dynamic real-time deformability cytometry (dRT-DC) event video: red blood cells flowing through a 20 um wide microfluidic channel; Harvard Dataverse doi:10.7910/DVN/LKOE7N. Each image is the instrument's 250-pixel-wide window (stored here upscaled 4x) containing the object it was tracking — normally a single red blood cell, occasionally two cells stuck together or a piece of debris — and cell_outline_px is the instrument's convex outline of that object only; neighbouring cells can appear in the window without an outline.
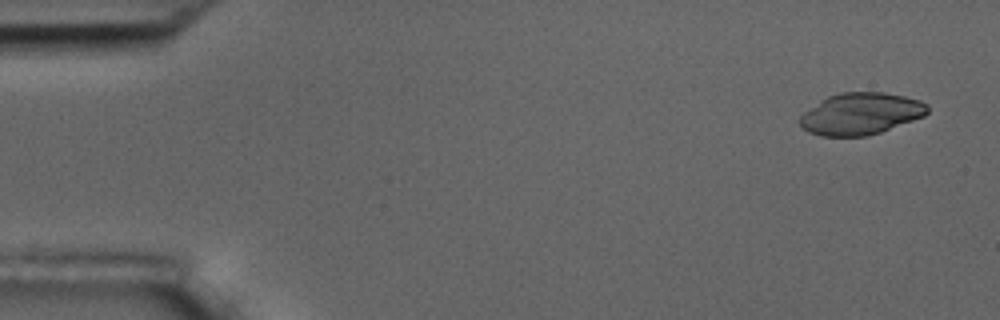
{"species": "common noctule bat (a hibernating species)", "species_latin": "Nyctalus noctula", "temperature_condition": "room temperature", "stored_images_in_passage": 4, "camera_frame_rate_fps": 3000, "um_per_image_px": 0.085, "animal": {"sex": "male", "body_mass_g": 17.5, "forearm_length_mm": 52.3}, "frame": {"image": 1, "passage_image": 1, "time_ms": 0.0, "image_size_px": [1000, 320], "cell_outline_px": [[928, 112], [924, 116], [880, 132], [868, 136], [820, 136], [808, 132], [800, 128], [800, 116], [804, 112], [820, 100], [828, 96], [840, 92], [884, 92], [904, 96], [920, 100], [928, 104]], "centroid_in_image_um": [73.14, 9.67], "position_along_channel_um": 11.9, "area_um2": 31.21}}